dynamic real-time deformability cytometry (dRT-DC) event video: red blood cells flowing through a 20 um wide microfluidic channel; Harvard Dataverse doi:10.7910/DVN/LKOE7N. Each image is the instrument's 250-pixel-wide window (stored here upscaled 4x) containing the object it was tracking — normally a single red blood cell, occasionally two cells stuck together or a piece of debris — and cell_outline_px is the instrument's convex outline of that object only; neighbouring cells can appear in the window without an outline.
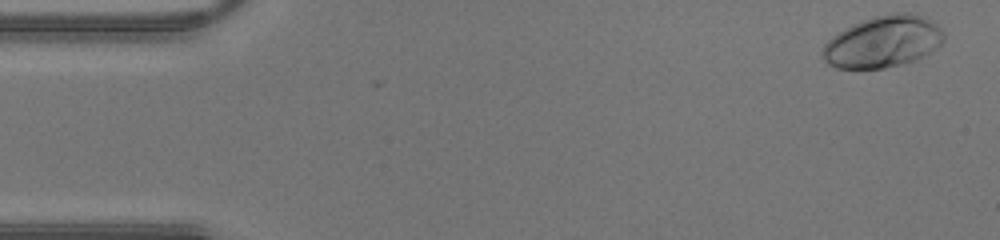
{"species": "human", "species_latin": "Homo sapiens", "temperature_condition": "warm", "stored_images_in_passage": 42, "camera_frame_rate_fps": 3000, "um_per_image_px": 0.085, "donor": {"sex": "male"}, "frame": {"image": 1, "passage_image": 1, "time_ms": 0.0, "image_size_px": [1000, 240], "cell_outline_px": [[944, 40], [936, 48], [924, 56], [916, 60], [884, 68], [836, 68], [828, 64], [820, 56], [820, 52], [824, 44], [832, 36], [844, 28], [852, 24], [872, 16], [892, 12], [908, 12], [924, 16], [936, 24], [944, 32]], "centroid_in_image_um": [75.03, 3.53], "position_along_channel_um": 10.0, "area_um2": 36.82}}
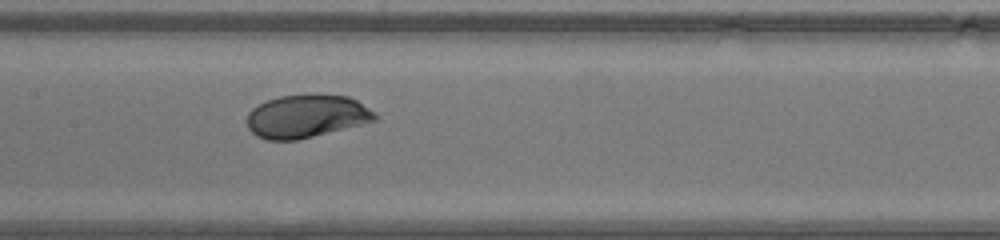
{"frame": {"image": 2, "passage_image": 20, "time_ms": 6.333, "image_size_px": [1000, 240], "cell_outline_px": [[376, 120], [296, 140], [268, 140], [256, 136], [248, 128], [248, 112], [252, 108], [268, 100], [280, 96], [312, 92], [348, 96], [356, 100], [376, 112]], "centroid_in_image_um": [26.04, 9.84], "position_along_channel_um": 181.4, "area_um2": 32.19}}
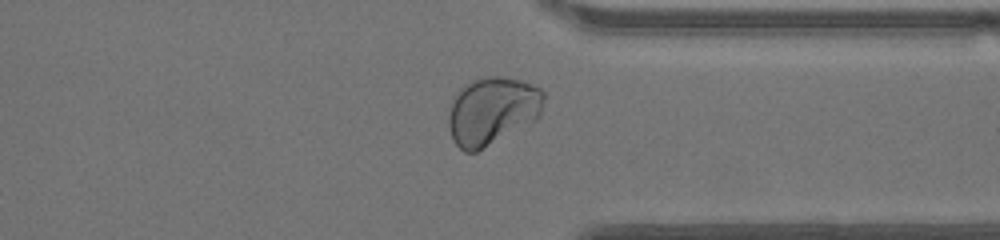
{"frame": {"image": 3, "passage_image": 32, "time_ms": 10.333, "image_size_px": [1000, 240], "cell_outline_px": [[544, 100], [540, 116], [536, 120], [476, 152], [464, 152], [452, 140], [448, 124], [448, 116], [452, 100], [456, 92], [464, 84], [484, 76], [500, 76], [520, 80], [532, 84], [540, 88], [544, 92]], "centroid_in_image_um": [41.83, 9.41], "position_along_channel_um": 369.6, "area_um2": 37.86}}